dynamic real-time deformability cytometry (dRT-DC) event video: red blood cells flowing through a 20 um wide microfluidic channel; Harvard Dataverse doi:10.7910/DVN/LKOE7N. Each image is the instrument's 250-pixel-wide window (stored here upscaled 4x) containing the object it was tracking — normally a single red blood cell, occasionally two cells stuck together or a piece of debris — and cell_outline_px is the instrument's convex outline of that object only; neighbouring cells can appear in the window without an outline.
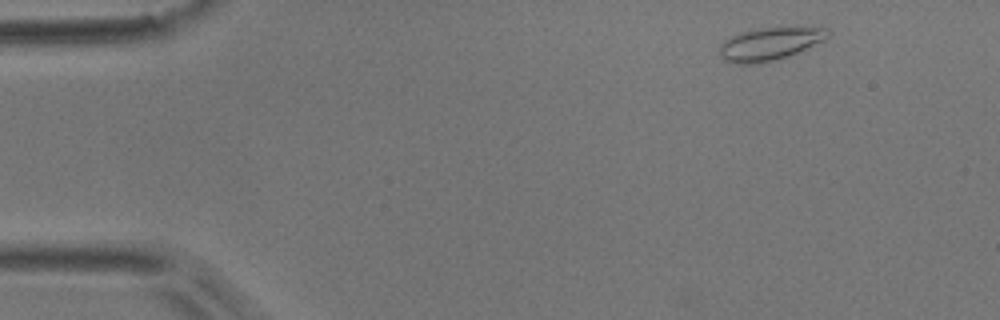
{"species": "common noctule bat (a hibernating species)", "species_latin": "Nyctalus noctula", "temperature_condition": "room temperature", "stored_images_in_passage": 4, "camera_frame_rate_fps": 3000, "um_per_image_px": 0.085, "animal": {"sex": "male", "body_mass_g": 17.9}, "frame": {"image": 1, "passage_image": 1, "time_ms": 0.0, "image_size_px": [1000, 320], "cell_outline_px": [[828, 36], [824, 40], [788, 56], [776, 60], [756, 64], [736, 64], [724, 60], [720, 56], [720, 44], [724, 40], [740, 32], [752, 28], [828, 28]], "centroid_in_image_um": [65.36, 3.74], "position_along_channel_um": 19.6, "area_um2": 20.52}}